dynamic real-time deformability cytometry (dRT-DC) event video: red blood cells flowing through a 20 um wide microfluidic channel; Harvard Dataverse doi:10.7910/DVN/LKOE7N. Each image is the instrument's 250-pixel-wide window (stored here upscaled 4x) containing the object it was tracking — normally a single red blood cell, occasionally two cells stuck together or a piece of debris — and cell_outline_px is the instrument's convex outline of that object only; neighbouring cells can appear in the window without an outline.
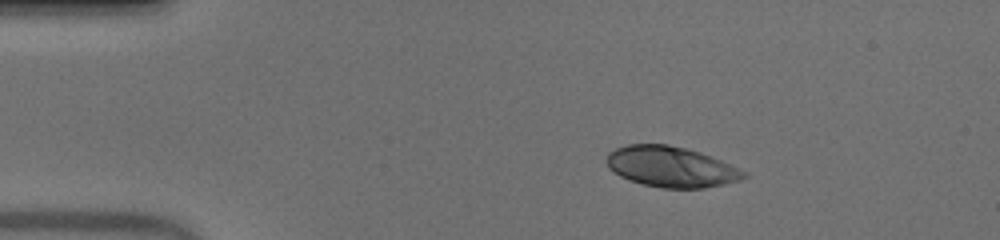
{"species": "human", "species_latin": "Homo sapiens", "temperature_condition": "warm", "stored_images_in_passage": 43, "camera_frame_rate_fps": 3000, "um_per_image_px": 0.085, "donor": {"sex": "male"}, "frame": {"image": 1, "passage_image": 1, "time_ms": 0.0, "image_size_px": [1000, 240], "cell_outline_px": [[748, 176], [740, 180], [724, 184], [704, 188], [660, 188], [640, 184], [628, 180], [612, 172], [608, 168], [604, 160], [608, 152], [616, 148], [628, 144], [668, 144], [688, 148], [712, 156], [748, 172]], "centroid_in_image_um": [57.02, 14.18], "position_along_channel_um": 28.0, "area_um2": 33.06}}
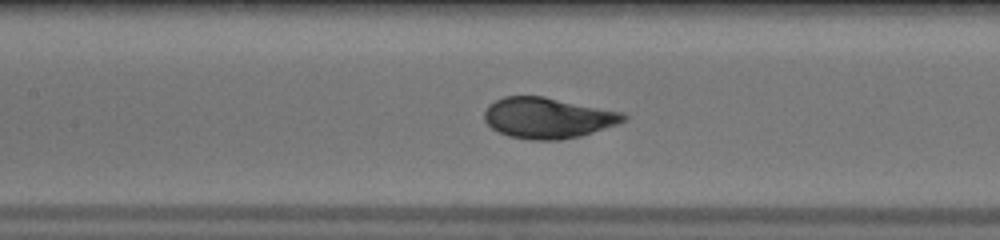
{"frame": {"image": 2, "passage_image": 16, "time_ms": 5.0, "image_size_px": [1000, 240], "cell_outline_px": [[628, 120], [580, 136], [560, 140], [532, 140], [508, 136], [492, 128], [484, 120], [484, 112], [488, 104], [504, 96], [544, 96], [624, 112], [628, 116]], "centroid_in_image_um": [46.57, 10.01], "position_along_channel_um": 160.8, "area_um2": 33.18}}
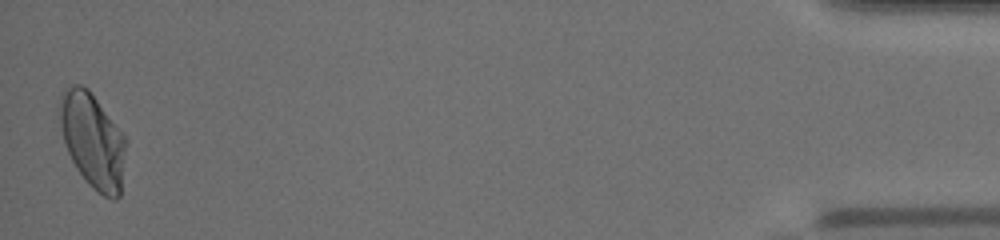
{"frame": {"image": 3, "passage_image": 43, "time_ms": 14.0, "image_size_px": [1000, 240], "cell_outline_px": [[128, 140], [120, 196], [116, 200], [112, 200], [104, 196], [92, 188], [84, 180], [76, 168], [68, 152], [64, 140], [56, 112], [56, 108], [60, 96], [64, 88], [72, 84], [80, 84], [88, 88]], "centroid_in_image_um": [7.86, 11.93], "position_along_channel_um": 427.3, "area_um2": 37.4}, "authors_computed_cell_mechanics": {"area_um2": 33.4084, "velocity_mm_per_s": 3.9686, "shape_relaxation_time_tau1_ms": 3.2543, "shape_relaxation_time_tau2_ms": null, "deformation_change_tau1": 0.1772, "deformation_change_tau2": null}}